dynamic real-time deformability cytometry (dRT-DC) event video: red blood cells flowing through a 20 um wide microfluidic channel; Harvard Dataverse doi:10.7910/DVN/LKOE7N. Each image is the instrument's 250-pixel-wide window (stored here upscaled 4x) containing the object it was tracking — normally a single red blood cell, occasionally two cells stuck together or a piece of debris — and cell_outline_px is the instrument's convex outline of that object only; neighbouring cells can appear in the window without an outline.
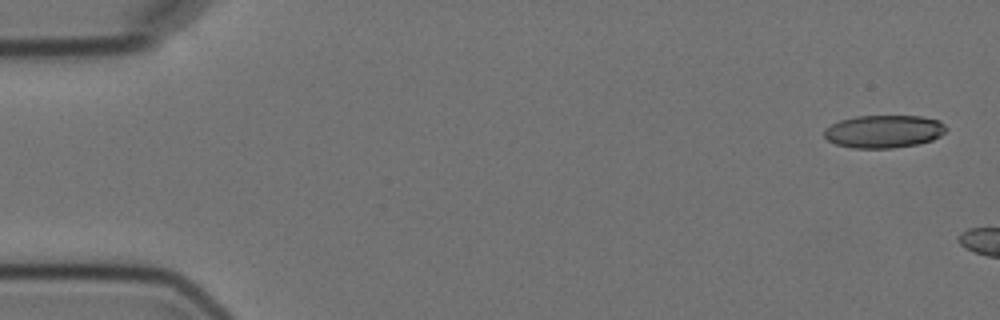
{"species": "Egyptian fruit bat (a non-hibernating species)", "species_latin": "Rousettus aegyptiacus", "temperature_condition": "cold", "stored_images_in_passage": 3, "camera_frame_rate_fps": 3000, "um_per_image_px": 0.085, "animal": {"sex": "female"}, "frame": {"image": 1, "passage_image": 1, "time_ms": 0.0, "image_size_px": [1000, 320], "cell_outline_px": [[948, 128], [940, 136], [932, 140], [916, 144], [892, 148], [852, 148], [836, 144], [828, 140], [824, 136], [824, 128], [840, 120], [856, 116], [920, 116], [940, 120]], "centroid_in_image_um": [75.12, 11.17], "position_along_channel_um": 9.9, "area_um2": 23.35}}